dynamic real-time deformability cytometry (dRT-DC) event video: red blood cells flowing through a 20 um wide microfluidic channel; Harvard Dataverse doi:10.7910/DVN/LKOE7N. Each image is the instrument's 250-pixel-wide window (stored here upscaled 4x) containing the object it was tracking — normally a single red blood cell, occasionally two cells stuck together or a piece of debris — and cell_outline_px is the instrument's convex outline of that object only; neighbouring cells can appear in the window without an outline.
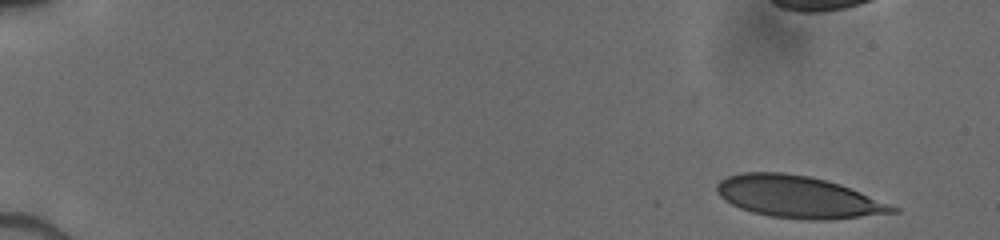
{"species": "human", "species_latin": "Homo sapiens", "temperature_condition": "cold", "stored_images_in_passage": 29, "camera_frame_rate_fps": 3000, "um_per_image_px": 0.085, "donor": {"sex": "male"}, "frame": {"image": 1, "passage_image": 1, "time_ms": 0.0, "image_size_px": [1000, 240], "cell_outline_px": [[900, 212], [828, 220], [808, 220], [772, 216], [752, 212], [740, 208], [724, 200], [720, 196], [716, 188], [716, 184], [720, 180], [728, 176], [740, 172], [784, 172], [808, 176], [840, 184], [900, 208]], "centroid_in_image_um": [67.84, 16.74], "position_along_channel_um": 17.2, "area_um2": 42.77}}
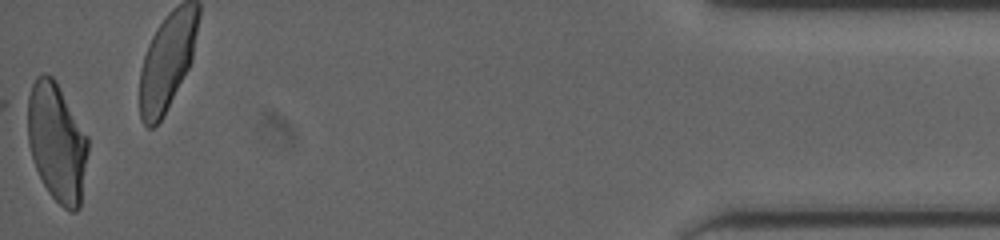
{"frame": {"image": 2, "passage_image": 29, "time_ms": 15.667, "image_size_px": [1000, 240], "cell_outline_px": [[88, 152], [80, 208], [76, 212], [68, 212], [48, 192], [36, 168], [28, 144], [20, 100], [36, 76], [44, 72], [52, 76], [56, 80], [88, 136]], "centroid_in_image_um": [4.74, 11.97], "position_along_channel_um": 430.5, "area_um2": 43.64}}